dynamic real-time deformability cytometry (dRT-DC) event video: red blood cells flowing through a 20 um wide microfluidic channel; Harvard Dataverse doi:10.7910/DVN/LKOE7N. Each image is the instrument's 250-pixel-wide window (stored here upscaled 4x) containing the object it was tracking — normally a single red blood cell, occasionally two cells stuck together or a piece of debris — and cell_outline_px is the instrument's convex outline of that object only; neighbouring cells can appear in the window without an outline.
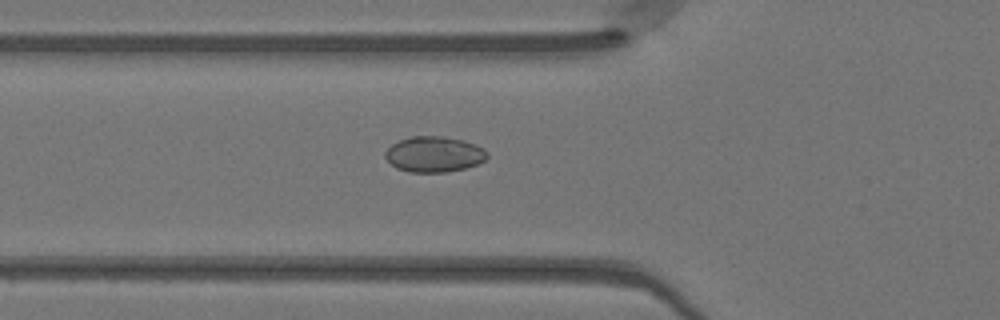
{"species": "Egyptian fruit bat (a non-hibernating species)", "species_latin": "Rousettus aegyptiacus", "temperature_condition": "warm", "stored_images_in_passage": 36, "camera_frame_rate_fps": 3000, "um_per_image_px": 0.085, "animal": {"sex": "female"}, "frame": {"image": 1, "passage_image": 5, "time_ms": 1.333, "image_size_px": [1000, 320], "cell_outline_px": [[488, 156], [484, 160], [476, 164], [464, 168], [444, 172], [408, 172], [396, 168], [384, 156], [384, 152], [392, 144], [400, 140], [412, 136], [444, 136], [464, 140], [476, 144], [484, 148], [488, 152]], "centroid_in_image_um": [36.9, 13.1], "position_along_channel_um": 88.9, "area_um2": 21.21}}
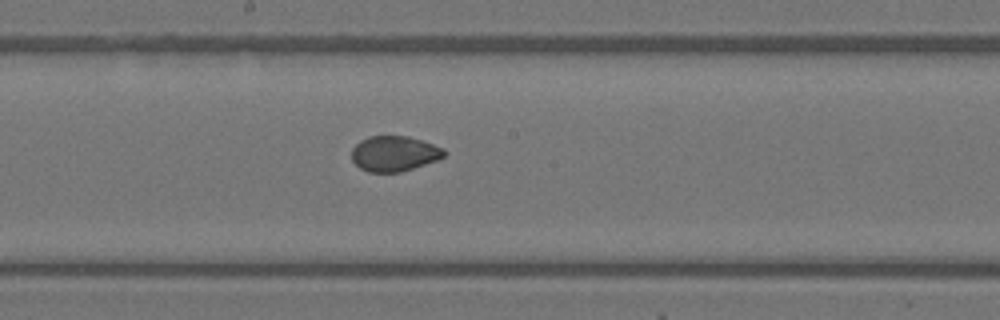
{"frame": {"image": 2, "passage_image": 14, "time_ms": 4.333, "image_size_px": [1000, 320], "cell_outline_px": [[444, 156], [436, 160], [400, 172], [368, 172], [360, 168], [352, 160], [352, 148], [360, 140], [368, 136], [408, 136], [444, 148]], "centroid_in_image_um": [33.47, 13.05], "position_along_channel_um": 214.7, "area_um2": 18.84}}
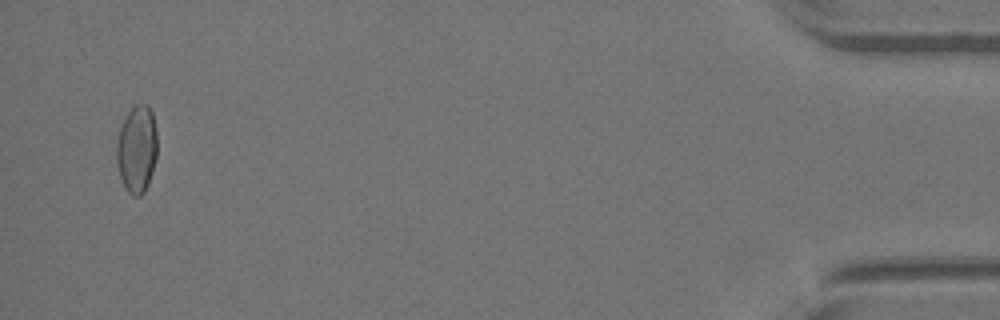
{"frame": {"image": 3, "passage_image": 35, "time_ms": 11.333, "image_size_px": [1000, 320], "cell_outline_px": [[156, 156], [152, 172], [148, 184], [144, 192], [140, 196], [132, 196], [124, 188], [120, 176], [116, 160], [116, 144], [120, 128], [124, 116], [136, 104], [148, 104], [152, 112], [156, 132]], "centroid_in_image_um": [11.61, 12.68], "position_along_channel_um": 423.6, "area_um2": 20.81}}